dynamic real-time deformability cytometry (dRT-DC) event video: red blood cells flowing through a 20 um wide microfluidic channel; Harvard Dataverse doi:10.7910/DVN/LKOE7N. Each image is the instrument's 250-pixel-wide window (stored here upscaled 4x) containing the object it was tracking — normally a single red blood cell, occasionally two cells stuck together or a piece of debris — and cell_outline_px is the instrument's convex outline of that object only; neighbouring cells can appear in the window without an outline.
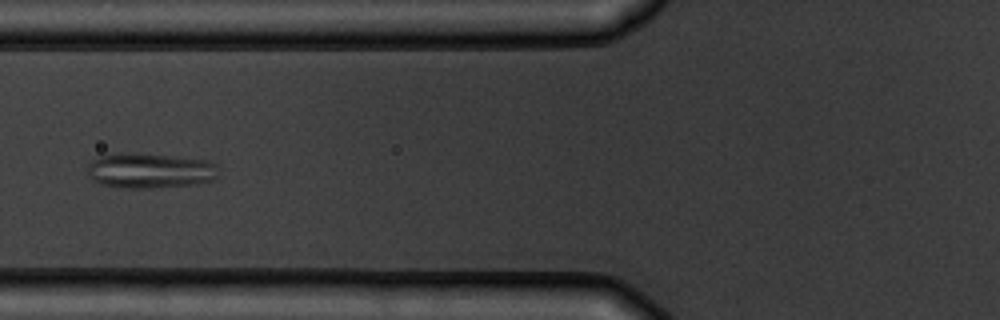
{"species": "common noctule bat (a hibernating species)", "species_latin": "Nyctalus noctula", "temperature_condition": "warm", "stored_images_in_passage": 8, "camera_frame_rate_fps": 3000, "um_per_image_px": 0.085, "animal": {"sex": "male", "body_mass_g": 19.5, "forearm_length_mm": 54.6}, "frame": {"image": 1, "passage_image": 5, "time_ms": 4.667, "image_size_px": [1000, 320], "cell_outline_px": [[216, 180], [196, 184], [152, 188], [124, 188], [100, 184], [92, 180], [88, 176], [88, 164], [92, 160], [100, 156], [116, 152], [124, 152], [168, 156], [208, 160], [216, 164]], "centroid_in_image_um": [12.71, 14.51], "position_along_channel_um": 113.1, "area_um2": 26.99}}